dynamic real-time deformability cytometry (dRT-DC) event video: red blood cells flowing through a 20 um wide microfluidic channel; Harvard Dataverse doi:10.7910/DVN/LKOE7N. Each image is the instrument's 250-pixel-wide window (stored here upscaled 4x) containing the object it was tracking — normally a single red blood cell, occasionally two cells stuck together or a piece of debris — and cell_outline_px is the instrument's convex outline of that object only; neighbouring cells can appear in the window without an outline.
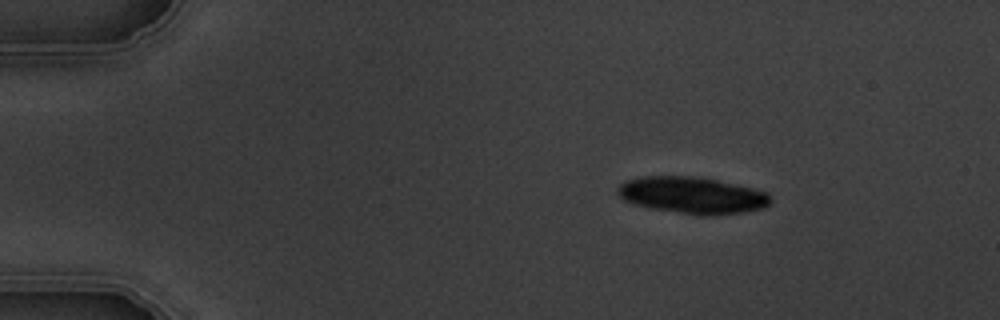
{"species": "common noctule bat (a hibernating species)", "species_latin": "Nyctalus noctula", "temperature_condition": "warm", "stored_images_in_passage": 5, "camera_frame_rate_fps": 3000, "um_per_image_px": 0.085, "animal": {"sex": "male", "body_mass_g": 19.5, "forearm_length_mm": 54.6}, "frame": {"image": 1, "passage_image": 1, "time_ms": 0.0, "image_size_px": [1000, 320], "cell_outline_px": [[772, 200], [768, 204], [760, 208], [744, 212], [708, 216], [700, 216], [652, 208], [636, 204], [624, 200], [616, 192], [616, 188], [624, 180], [644, 176], [700, 176], [752, 188], [768, 192]], "centroid_in_image_um": [58.82, 16.59], "position_along_channel_um": 26.2, "area_um2": 32.77}}
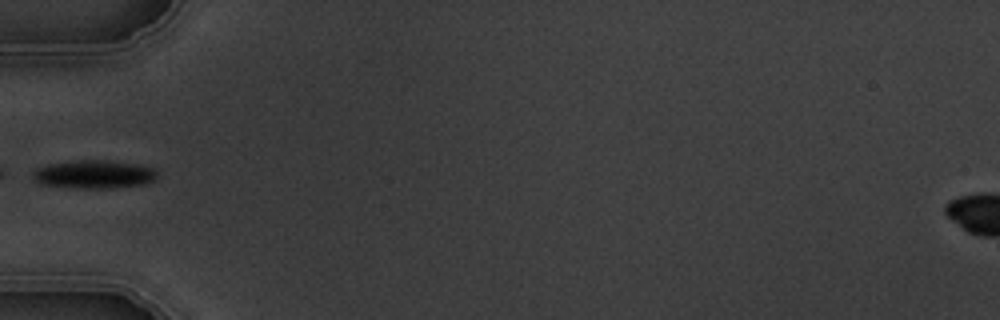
{"frame": {"image": 2, "passage_image": 4, "time_ms": 3.667, "image_size_px": [1000, 320], "cell_outline_px": [[156, 180], [148, 184], [108, 188], [76, 188], [40, 184], [32, 176], [32, 172], [36, 168], [48, 164], [80, 160], [104, 160], [132, 164], [152, 168], [156, 172]], "centroid_in_image_um": [7.97, 14.83], "position_along_channel_um": 77.0, "area_um2": 20.35}}